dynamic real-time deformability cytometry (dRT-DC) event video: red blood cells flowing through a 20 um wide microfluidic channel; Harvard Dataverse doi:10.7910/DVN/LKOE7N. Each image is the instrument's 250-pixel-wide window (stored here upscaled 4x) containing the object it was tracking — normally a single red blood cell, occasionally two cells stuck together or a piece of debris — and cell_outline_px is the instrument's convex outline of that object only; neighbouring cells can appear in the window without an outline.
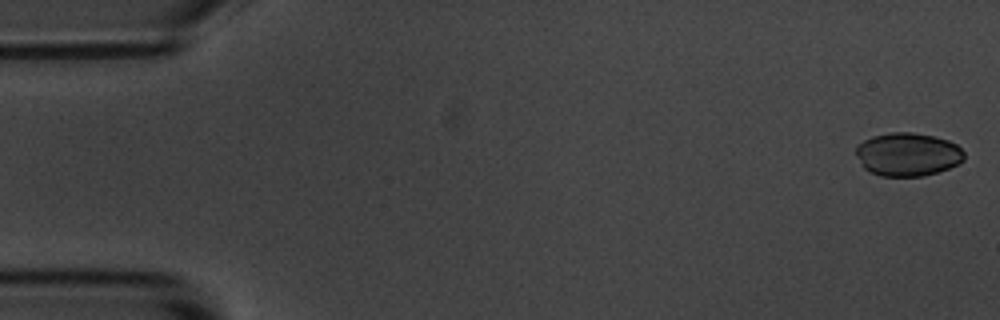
{"species": "common noctule bat (a hibernating species)", "species_latin": "Nyctalus noctula", "temperature_condition": "room temperature", "stored_images_in_passage": 54, "camera_frame_rate_fps": 3000, "um_per_image_px": 0.085, "animal": {"sex": "male", "body_mass_g": 20.1, "forearm_length_mm": 53.5}, "frame": {"image": 1, "passage_image": 1, "time_ms": 0.0, "image_size_px": [1000, 320], "cell_outline_px": [[964, 160], [948, 168], [924, 176], [880, 176], [868, 172], [864, 168], [856, 156], [856, 148], [864, 140], [872, 136], [892, 132], [912, 132], [936, 136], [948, 140], [956, 144], [964, 152]], "centroid_in_image_um": [77.14, 13.12], "position_along_channel_um": 7.9, "area_um2": 27.4}}
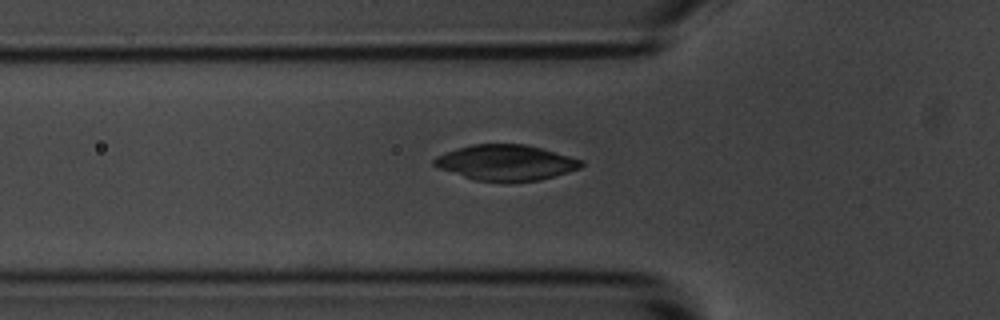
{"frame": {"image": 2, "passage_image": 18, "time_ms": 5.667, "image_size_px": [1000, 320], "cell_outline_px": [[584, 164], [580, 168], [568, 172], [540, 180], [476, 180], [440, 168], [432, 164], [432, 160], [436, 156], [456, 148], [472, 144], [524, 144], [540, 148], [584, 160]], "centroid_in_image_um": [43.01, 13.79], "position_along_channel_um": 82.8, "area_um2": 29.88}}
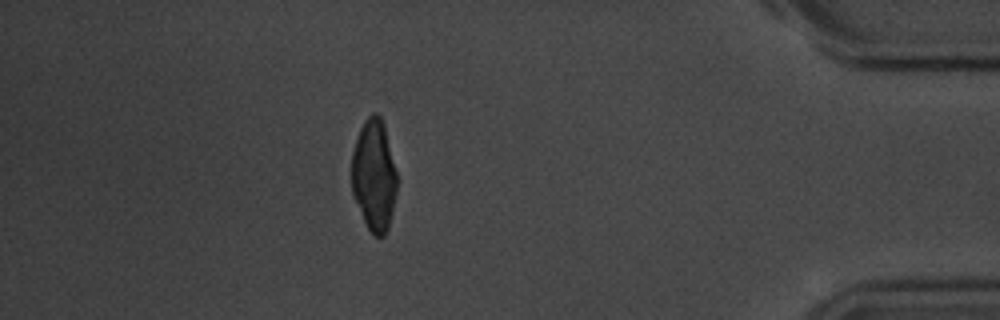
{"frame": {"image": 3, "passage_image": 48, "time_ms": 15.667, "image_size_px": [1000, 320], "cell_outline_px": [[400, 180], [388, 228], [384, 236], [372, 236], [364, 220], [352, 192], [352, 152], [360, 128], [364, 120], [372, 112], [376, 112], [380, 116], [384, 124]], "centroid_in_image_um": [31.83, 14.89], "position_along_channel_um": 403.4, "area_um2": 29.94}, "authors_computed_cell_mechanics": {"area_um2": 29.9404, "velocity_mm_per_s": 3.6569, "shape_relaxation_time_tau1_ms": 3.0625, "shape_relaxation_time_tau2_ms": 2.5247, "deformation_change_tau1": 0.1067, "deformation_change_tau2": 0.04}}